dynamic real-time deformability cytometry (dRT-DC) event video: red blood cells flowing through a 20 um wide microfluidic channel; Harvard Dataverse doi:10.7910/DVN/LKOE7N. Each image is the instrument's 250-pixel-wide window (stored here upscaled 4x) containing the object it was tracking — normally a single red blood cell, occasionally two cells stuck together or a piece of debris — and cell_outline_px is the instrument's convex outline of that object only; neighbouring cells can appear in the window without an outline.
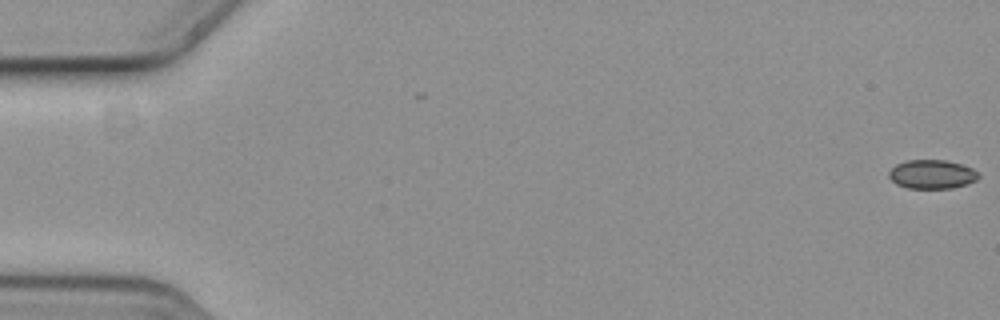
{"species": "common noctule bat (a hibernating species)", "species_latin": "Nyctalus noctula", "temperature_condition": "cold", "stored_images_in_passage": 6, "camera_frame_rate_fps": 3000, "um_per_image_px": 0.085, "animal": {"sex": "female", "body_mass_g": 19.3, "forearm_length_mm": 54.1}, "frame": {"image": 1, "passage_image": 1, "time_ms": 0.0, "image_size_px": [1000, 320], "cell_outline_px": [[980, 176], [976, 180], [952, 188], [908, 188], [896, 184], [888, 176], [888, 172], [896, 164], [908, 160], [948, 160], [972, 168]], "centroid_in_image_um": [79.19, 14.81], "position_along_channel_um": 5.8, "area_um2": 14.97}}
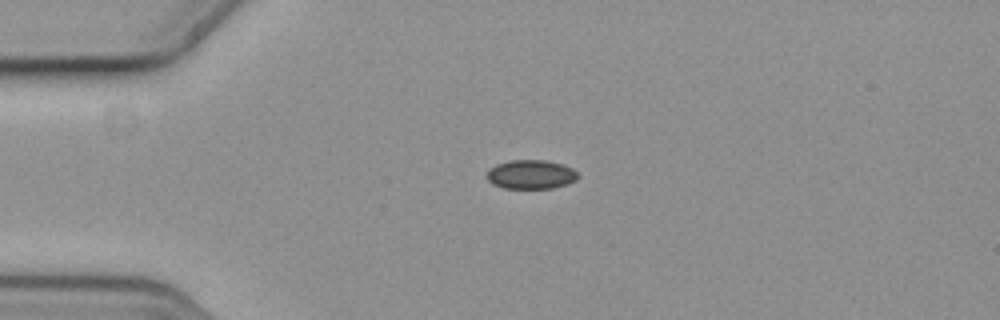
{"frame": {"image": 2, "passage_image": 4, "time_ms": 1.0, "image_size_px": [1000, 320], "cell_outline_px": [[576, 180], [552, 188], [504, 188], [492, 184], [488, 180], [488, 168], [496, 164], [508, 160], [544, 160], [560, 164], [572, 168], [576, 172]], "centroid_in_image_um": [45.07, 14.82], "position_along_channel_um": 39.9, "area_um2": 15.2}}
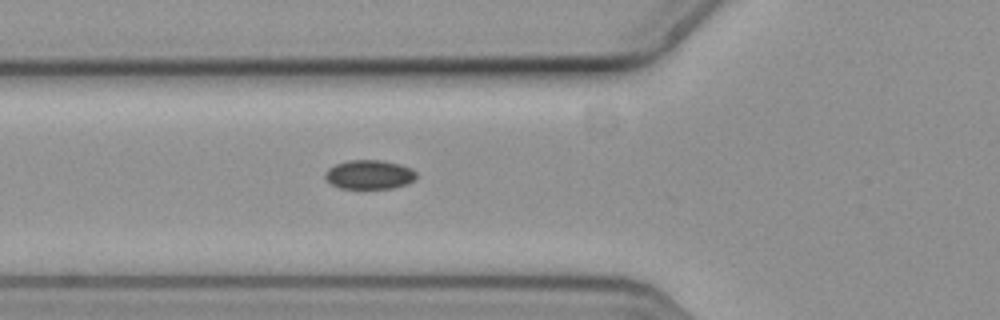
{"frame": {"image": 3, "passage_image": 6, "time_ms": 1.667, "image_size_px": [1000, 320], "cell_outline_px": [[416, 176], [408, 184], [392, 188], [340, 188], [332, 184], [324, 176], [324, 172], [328, 168], [336, 164], [348, 160], [384, 160], [400, 164], [412, 168], [416, 172]], "centroid_in_image_um": [31.4, 14.83], "position_along_channel_um": 94.4, "area_um2": 15.49}}